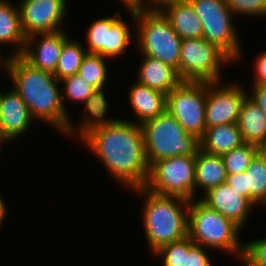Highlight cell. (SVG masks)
<instances>
[{
  "instance_id": "8fae6325",
  "label": "cell",
  "mask_w": 266,
  "mask_h": 266,
  "mask_svg": "<svg viewBox=\"0 0 266 266\" xmlns=\"http://www.w3.org/2000/svg\"><path fill=\"white\" fill-rule=\"evenodd\" d=\"M207 83L206 128L237 123L242 103L249 95L236 84Z\"/></svg>"
},
{
  "instance_id": "4316f807",
  "label": "cell",
  "mask_w": 266,
  "mask_h": 266,
  "mask_svg": "<svg viewBox=\"0 0 266 266\" xmlns=\"http://www.w3.org/2000/svg\"><path fill=\"white\" fill-rule=\"evenodd\" d=\"M106 57L96 53H87L78 70V75L96 89H104L107 81Z\"/></svg>"
},
{
  "instance_id": "60d3db41",
  "label": "cell",
  "mask_w": 266,
  "mask_h": 266,
  "mask_svg": "<svg viewBox=\"0 0 266 266\" xmlns=\"http://www.w3.org/2000/svg\"><path fill=\"white\" fill-rule=\"evenodd\" d=\"M241 261H243L242 265L244 264V266H253L250 263H248L242 256H240Z\"/></svg>"
},
{
  "instance_id": "30bf717a",
  "label": "cell",
  "mask_w": 266,
  "mask_h": 266,
  "mask_svg": "<svg viewBox=\"0 0 266 266\" xmlns=\"http://www.w3.org/2000/svg\"><path fill=\"white\" fill-rule=\"evenodd\" d=\"M206 97V82L181 81L167 94L166 110L198 139L206 131Z\"/></svg>"
},
{
  "instance_id": "9c48e42d",
  "label": "cell",
  "mask_w": 266,
  "mask_h": 266,
  "mask_svg": "<svg viewBox=\"0 0 266 266\" xmlns=\"http://www.w3.org/2000/svg\"><path fill=\"white\" fill-rule=\"evenodd\" d=\"M203 25V38L215 44L234 62L241 56L234 14L225 0H189Z\"/></svg>"
},
{
  "instance_id": "9a60e30c",
  "label": "cell",
  "mask_w": 266,
  "mask_h": 266,
  "mask_svg": "<svg viewBox=\"0 0 266 266\" xmlns=\"http://www.w3.org/2000/svg\"><path fill=\"white\" fill-rule=\"evenodd\" d=\"M40 41L33 44L36 36ZM68 40L63 30L54 33H36L27 37L25 48L21 54L33 66L54 73L64 43ZM35 47V50L32 47ZM33 49V50H32Z\"/></svg>"
},
{
  "instance_id": "b9f144b4",
  "label": "cell",
  "mask_w": 266,
  "mask_h": 266,
  "mask_svg": "<svg viewBox=\"0 0 266 266\" xmlns=\"http://www.w3.org/2000/svg\"><path fill=\"white\" fill-rule=\"evenodd\" d=\"M1 59H0V65L2 64L3 66L2 67H5V59L4 60H2V57H0ZM2 60V61H1Z\"/></svg>"
},
{
  "instance_id": "7bdbcfd3",
  "label": "cell",
  "mask_w": 266,
  "mask_h": 266,
  "mask_svg": "<svg viewBox=\"0 0 266 266\" xmlns=\"http://www.w3.org/2000/svg\"><path fill=\"white\" fill-rule=\"evenodd\" d=\"M0 106H1V89H0Z\"/></svg>"
},
{
  "instance_id": "8992f818",
  "label": "cell",
  "mask_w": 266,
  "mask_h": 266,
  "mask_svg": "<svg viewBox=\"0 0 266 266\" xmlns=\"http://www.w3.org/2000/svg\"><path fill=\"white\" fill-rule=\"evenodd\" d=\"M141 128L149 165L179 155L196 156L200 149L199 139L186 132L167 110L142 123Z\"/></svg>"
},
{
  "instance_id": "836d02e7",
  "label": "cell",
  "mask_w": 266,
  "mask_h": 266,
  "mask_svg": "<svg viewBox=\"0 0 266 266\" xmlns=\"http://www.w3.org/2000/svg\"><path fill=\"white\" fill-rule=\"evenodd\" d=\"M206 247L194 244L186 253V266H211Z\"/></svg>"
},
{
  "instance_id": "1f68e13d",
  "label": "cell",
  "mask_w": 266,
  "mask_h": 266,
  "mask_svg": "<svg viewBox=\"0 0 266 266\" xmlns=\"http://www.w3.org/2000/svg\"><path fill=\"white\" fill-rule=\"evenodd\" d=\"M233 14L266 15V0H225Z\"/></svg>"
},
{
  "instance_id": "6da1fadb",
  "label": "cell",
  "mask_w": 266,
  "mask_h": 266,
  "mask_svg": "<svg viewBox=\"0 0 266 266\" xmlns=\"http://www.w3.org/2000/svg\"><path fill=\"white\" fill-rule=\"evenodd\" d=\"M82 141L97 154L120 185L130 189L145 186L150 165L140 124L118 119L92 130Z\"/></svg>"
},
{
  "instance_id": "cb8c5ba5",
  "label": "cell",
  "mask_w": 266,
  "mask_h": 266,
  "mask_svg": "<svg viewBox=\"0 0 266 266\" xmlns=\"http://www.w3.org/2000/svg\"><path fill=\"white\" fill-rule=\"evenodd\" d=\"M83 104H85V107L89 112V116L86 117L87 119H84L85 123L78 127L79 130L76 128L77 133L79 132L80 134L79 136L81 137V140L92 130L107 126L117 120L104 118V115H106L108 110V105L103 88L96 89Z\"/></svg>"
},
{
  "instance_id": "52a82bcc",
  "label": "cell",
  "mask_w": 266,
  "mask_h": 266,
  "mask_svg": "<svg viewBox=\"0 0 266 266\" xmlns=\"http://www.w3.org/2000/svg\"><path fill=\"white\" fill-rule=\"evenodd\" d=\"M233 60L204 38L182 39L177 73L181 81L221 82V65Z\"/></svg>"
},
{
  "instance_id": "d4e9b609",
  "label": "cell",
  "mask_w": 266,
  "mask_h": 266,
  "mask_svg": "<svg viewBox=\"0 0 266 266\" xmlns=\"http://www.w3.org/2000/svg\"><path fill=\"white\" fill-rule=\"evenodd\" d=\"M122 16L117 13L111 17V28H106L105 57L120 56L130 43L131 32Z\"/></svg>"
},
{
  "instance_id": "ac0fdd59",
  "label": "cell",
  "mask_w": 266,
  "mask_h": 266,
  "mask_svg": "<svg viewBox=\"0 0 266 266\" xmlns=\"http://www.w3.org/2000/svg\"><path fill=\"white\" fill-rule=\"evenodd\" d=\"M143 59L137 78L140 84L167 95L181 82L177 70L171 65L148 56Z\"/></svg>"
},
{
  "instance_id": "277c9868",
  "label": "cell",
  "mask_w": 266,
  "mask_h": 266,
  "mask_svg": "<svg viewBox=\"0 0 266 266\" xmlns=\"http://www.w3.org/2000/svg\"><path fill=\"white\" fill-rule=\"evenodd\" d=\"M138 22L137 46L143 56L152 57L179 69L182 39L159 9L127 7Z\"/></svg>"
},
{
  "instance_id": "d6a6232c",
  "label": "cell",
  "mask_w": 266,
  "mask_h": 266,
  "mask_svg": "<svg viewBox=\"0 0 266 266\" xmlns=\"http://www.w3.org/2000/svg\"><path fill=\"white\" fill-rule=\"evenodd\" d=\"M246 243H243L242 257L253 266H266V238Z\"/></svg>"
},
{
  "instance_id": "ffe728a7",
  "label": "cell",
  "mask_w": 266,
  "mask_h": 266,
  "mask_svg": "<svg viewBox=\"0 0 266 266\" xmlns=\"http://www.w3.org/2000/svg\"><path fill=\"white\" fill-rule=\"evenodd\" d=\"M199 142L200 149L212 155H222L244 144L237 123L206 128Z\"/></svg>"
},
{
  "instance_id": "83f0119b",
  "label": "cell",
  "mask_w": 266,
  "mask_h": 266,
  "mask_svg": "<svg viewBox=\"0 0 266 266\" xmlns=\"http://www.w3.org/2000/svg\"><path fill=\"white\" fill-rule=\"evenodd\" d=\"M260 151L254 145L243 144L229 152L221 155L227 174L244 172L250 165L252 159Z\"/></svg>"
},
{
  "instance_id": "d590c367",
  "label": "cell",
  "mask_w": 266,
  "mask_h": 266,
  "mask_svg": "<svg viewBox=\"0 0 266 266\" xmlns=\"http://www.w3.org/2000/svg\"><path fill=\"white\" fill-rule=\"evenodd\" d=\"M256 78L253 85H266V51L255 61Z\"/></svg>"
},
{
  "instance_id": "3957f363",
  "label": "cell",
  "mask_w": 266,
  "mask_h": 266,
  "mask_svg": "<svg viewBox=\"0 0 266 266\" xmlns=\"http://www.w3.org/2000/svg\"><path fill=\"white\" fill-rule=\"evenodd\" d=\"M133 190L140 195H146L142 217L146 239L152 252L188 236L189 200L157 194L145 187ZM182 207L187 210L186 213Z\"/></svg>"
},
{
  "instance_id": "7c38bea8",
  "label": "cell",
  "mask_w": 266,
  "mask_h": 266,
  "mask_svg": "<svg viewBox=\"0 0 266 266\" xmlns=\"http://www.w3.org/2000/svg\"><path fill=\"white\" fill-rule=\"evenodd\" d=\"M26 37L36 33L61 31L66 0H22L18 5Z\"/></svg>"
},
{
  "instance_id": "7a4b0ae2",
  "label": "cell",
  "mask_w": 266,
  "mask_h": 266,
  "mask_svg": "<svg viewBox=\"0 0 266 266\" xmlns=\"http://www.w3.org/2000/svg\"><path fill=\"white\" fill-rule=\"evenodd\" d=\"M5 69L33 119H43L70 136L75 134L53 73L33 66L21 54L6 57Z\"/></svg>"
},
{
  "instance_id": "d6986e66",
  "label": "cell",
  "mask_w": 266,
  "mask_h": 266,
  "mask_svg": "<svg viewBox=\"0 0 266 266\" xmlns=\"http://www.w3.org/2000/svg\"><path fill=\"white\" fill-rule=\"evenodd\" d=\"M129 91V102L138 124H142L166 111L167 95L153 90L139 82L134 83Z\"/></svg>"
},
{
  "instance_id": "ab89813d",
  "label": "cell",
  "mask_w": 266,
  "mask_h": 266,
  "mask_svg": "<svg viewBox=\"0 0 266 266\" xmlns=\"http://www.w3.org/2000/svg\"><path fill=\"white\" fill-rule=\"evenodd\" d=\"M126 7L131 6L136 0H120Z\"/></svg>"
},
{
  "instance_id": "44dd1931",
  "label": "cell",
  "mask_w": 266,
  "mask_h": 266,
  "mask_svg": "<svg viewBox=\"0 0 266 266\" xmlns=\"http://www.w3.org/2000/svg\"><path fill=\"white\" fill-rule=\"evenodd\" d=\"M195 189L202 187L204 194L212 188L226 183L227 173L221 155L208 154L201 149L196 153Z\"/></svg>"
},
{
  "instance_id": "f35d334b",
  "label": "cell",
  "mask_w": 266,
  "mask_h": 266,
  "mask_svg": "<svg viewBox=\"0 0 266 266\" xmlns=\"http://www.w3.org/2000/svg\"><path fill=\"white\" fill-rule=\"evenodd\" d=\"M6 210L7 209H6L5 203H4V201L0 195V224L2 223L3 219L5 218V214L7 213Z\"/></svg>"
},
{
  "instance_id": "f546056e",
  "label": "cell",
  "mask_w": 266,
  "mask_h": 266,
  "mask_svg": "<svg viewBox=\"0 0 266 266\" xmlns=\"http://www.w3.org/2000/svg\"><path fill=\"white\" fill-rule=\"evenodd\" d=\"M106 28H111V16L93 22L87 31V53H96L105 57Z\"/></svg>"
},
{
  "instance_id": "e575fe53",
  "label": "cell",
  "mask_w": 266,
  "mask_h": 266,
  "mask_svg": "<svg viewBox=\"0 0 266 266\" xmlns=\"http://www.w3.org/2000/svg\"><path fill=\"white\" fill-rule=\"evenodd\" d=\"M226 184L247 198V182L245 171L237 174H227Z\"/></svg>"
},
{
  "instance_id": "603a6c76",
  "label": "cell",
  "mask_w": 266,
  "mask_h": 266,
  "mask_svg": "<svg viewBox=\"0 0 266 266\" xmlns=\"http://www.w3.org/2000/svg\"><path fill=\"white\" fill-rule=\"evenodd\" d=\"M247 199L254 205L266 204V150H260L245 170Z\"/></svg>"
},
{
  "instance_id": "4fadbf2b",
  "label": "cell",
  "mask_w": 266,
  "mask_h": 266,
  "mask_svg": "<svg viewBox=\"0 0 266 266\" xmlns=\"http://www.w3.org/2000/svg\"><path fill=\"white\" fill-rule=\"evenodd\" d=\"M200 200L212 210L232 220L240 228L247 221L251 208L255 206L226 183L210 189Z\"/></svg>"
},
{
  "instance_id": "5bb4252c",
  "label": "cell",
  "mask_w": 266,
  "mask_h": 266,
  "mask_svg": "<svg viewBox=\"0 0 266 266\" xmlns=\"http://www.w3.org/2000/svg\"><path fill=\"white\" fill-rule=\"evenodd\" d=\"M34 120L28 107L21 96L12 88V90L1 92L0 106V141H13L27 128ZM6 140V141H5Z\"/></svg>"
},
{
  "instance_id": "e0dca14e",
  "label": "cell",
  "mask_w": 266,
  "mask_h": 266,
  "mask_svg": "<svg viewBox=\"0 0 266 266\" xmlns=\"http://www.w3.org/2000/svg\"><path fill=\"white\" fill-rule=\"evenodd\" d=\"M245 144L266 150V112L247 96L237 120Z\"/></svg>"
},
{
  "instance_id": "484cf974",
  "label": "cell",
  "mask_w": 266,
  "mask_h": 266,
  "mask_svg": "<svg viewBox=\"0 0 266 266\" xmlns=\"http://www.w3.org/2000/svg\"><path fill=\"white\" fill-rule=\"evenodd\" d=\"M87 51L77 41L68 39L61 50L56 70L53 73L59 81L78 73Z\"/></svg>"
},
{
  "instance_id": "74e56055",
  "label": "cell",
  "mask_w": 266,
  "mask_h": 266,
  "mask_svg": "<svg viewBox=\"0 0 266 266\" xmlns=\"http://www.w3.org/2000/svg\"><path fill=\"white\" fill-rule=\"evenodd\" d=\"M153 6L145 7V3L143 0H136L130 7L132 8H141V9H159L163 4L174 1V0H148ZM144 4V5H143Z\"/></svg>"
},
{
  "instance_id": "5b68a950",
  "label": "cell",
  "mask_w": 266,
  "mask_h": 266,
  "mask_svg": "<svg viewBox=\"0 0 266 266\" xmlns=\"http://www.w3.org/2000/svg\"><path fill=\"white\" fill-rule=\"evenodd\" d=\"M192 201L188 208V237L197 245L242 256L243 244L238 239L241 228L200 199Z\"/></svg>"
},
{
  "instance_id": "8d00e7d4",
  "label": "cell",
  "mask_w": 266,
  "mask_h": 266,
  "mask_svg": "<svg viewBox=\"0 0 266 266\" xmlns=\"http://www.w3.org/2000/svg\"><path fill=\"white\" fill-rule=\"evenodd\" d=\"M250 97L266 112V85H253Z\"/></svg>"
},
{
  "instance_id": "7402d4cb",
  "label": "cell",
  "mask_w": 266,
  "mask_h": 266,
  "mask_svg": "<svg viewBox=\"0 0 266 266\" xmlns=\"http://www.w3.org/2000/svg\"><path fill=\"white\" fill-rule=\"evenodd\" d=\"M26 39L19 7L12 6L7 0H0V45L5 43L18 45L12 55H20L24 51Z\"/></svg>"
},
{
  "instance_id": "4dcf8cb0",
  "label": "cell",
  "mask_w": 266,
  "mask_h": 266,
  "mask_svg": "<svg viewBox=\"0 0 266 266\" xmlns=\"http://www.w3.org/2000/svg\"><path fill=\"white\" fill-rule=\"evenodd\" d=\"M61 81H63L65 85V89H61V95L67 96L66 98H68L69 101L84 103L96 90L95 87L83 80L78 74L66 77Z\"/></svg>"
},
{
  "instance_id": "2e32d148",
  "label": "cell",
  "mask_w": 266,
  "mask_h": 266,
  "mask_svg": "<svg viewBox=\"0 0 266 266\" xmlns=\"http://www.w3.org/2000/svg\"><path fill=\"white\" fill-rule=\"evenodd\" d=\"M159 10L170 21L173 30L181 39L203 38L202 22L189 0L170 1L163 4Z\"/></svg>"
},
{
  "instance_id": "ba28073f",
  "label": "cell",
  "mask_w": 266,
  "mask_h": 266,
  "mask_svg": "<svg viewBox=\"0 0 266 266\" xmlns=\"http://www.w3.org/2000/svg\"><path fill=\"white\" fill-rule=\"evenodd\" d=\"M196 156L179 155L153 162L145 188L151 192L194 200Z\"/></svg>"
},
{
  "instance_id": "f1b7e54d",
  "label": "cell",
  "mask_w": 266,
  "mask_h": 266,
  "mask_svg": "<svg viewBox=\"0 0 266 266\" xmlns=\"http://www.w3.org/2000/svg\"><path fill=\"white\" fill-rule=\"evenodd\" d=\"M195 243L187 236L162 246L154 254L163 258L162 266H186V253Z\"/></svg>"
}]
</instances>
